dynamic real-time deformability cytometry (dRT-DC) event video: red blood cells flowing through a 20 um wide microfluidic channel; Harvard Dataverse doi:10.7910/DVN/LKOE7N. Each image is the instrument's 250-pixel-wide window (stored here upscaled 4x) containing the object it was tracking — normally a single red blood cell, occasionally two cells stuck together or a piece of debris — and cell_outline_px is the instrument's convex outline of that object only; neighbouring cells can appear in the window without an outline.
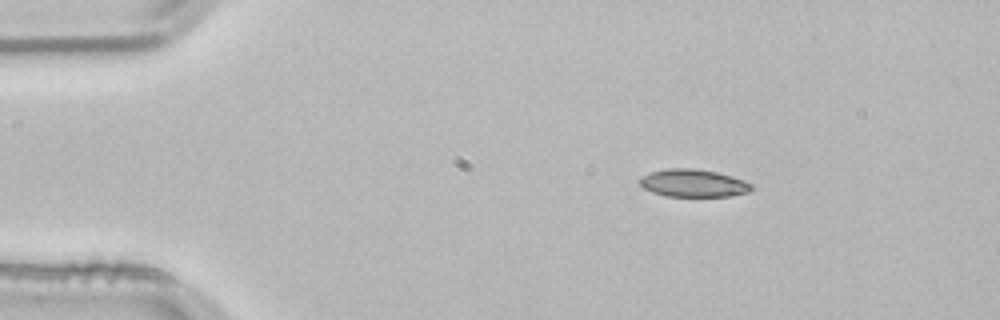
{"species": "common noctule bat (a hibernating species)", "species_latin": "Nyctalus noctula", "temperature_condition": "room temperature", "stored_images_in_passage": 46, "camera_frame_rate_fps": 3000, "um_per_image_px": 0.085, "animal": {"sex": "male", "body_mass_g": 21.5, "forearm_length_mm": 52.0}, "frame": {"image": 1, "passage_image": 1, "time_ms": 0.0, "image_size_px": [1000, 320], "cell_outline_px": [[752, 188], [748, 192], [728, 196], [664, 196], [652, 192], [644, 188], [640, 184], [640, 176], [652, 172], [668, 168], [692, 168], [716, 172], [732, 176], [744, 180], [752, 184]], "centroid_in_image_um": [58.92, 15.56], "position_along_channel_um": 26.1, "area_um2": 17.92}}
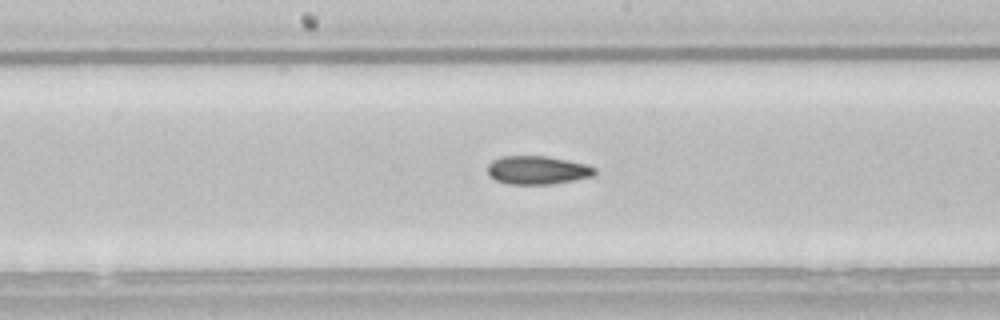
{"frame": {"image": 2, "passage_image": 20, "time_ms": 6.333, "image_size_px": [1000, 320], "cell_outline_px": [[596, 176], [552, 184], [508, 184], [496, 180], [488, 172], [488, 164], [492, 160], [500, 156], [544, 156], [568, 160], [584, 164], [596, 168]], "centroid_in_image_um": [45.7, 14.46], "position_along_channel_um": 202.5, "area_um2": 17.74}}
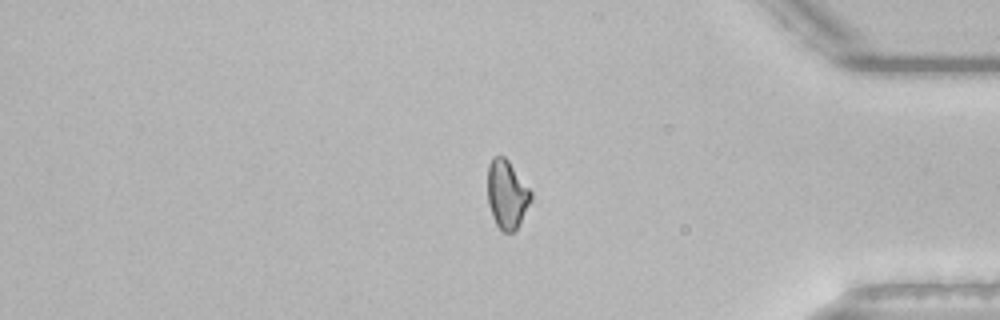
{"frame": {"image": 3, "passage_image": 37, "time_ms": 12.0, "image_size_px": [1000, 320], "cell_outline_px": [[532, 196], [516, 228], [512, 232], [504, 232], [496, 224], [492, 216], [488, 204], [488, 164], [492, 156], [504, 156], [508, 160], [532, 192]], "centroid_in_image_um": [43.05, 16.48], "position_along_channel_um": 392.1, "area_um2": 16.94}, "authors_computed_cell_mechanics": {"area_um2": 17.7735, "velocity_mm_per_s": 3.8106, "shape_relaxation_time_tau1_ms": 9.1911, "shape_relaxation_time_tau2_ms": 5.1405, "deformation_change_tau1": 0.182, "deformation_change_tau2": 0.1212}}